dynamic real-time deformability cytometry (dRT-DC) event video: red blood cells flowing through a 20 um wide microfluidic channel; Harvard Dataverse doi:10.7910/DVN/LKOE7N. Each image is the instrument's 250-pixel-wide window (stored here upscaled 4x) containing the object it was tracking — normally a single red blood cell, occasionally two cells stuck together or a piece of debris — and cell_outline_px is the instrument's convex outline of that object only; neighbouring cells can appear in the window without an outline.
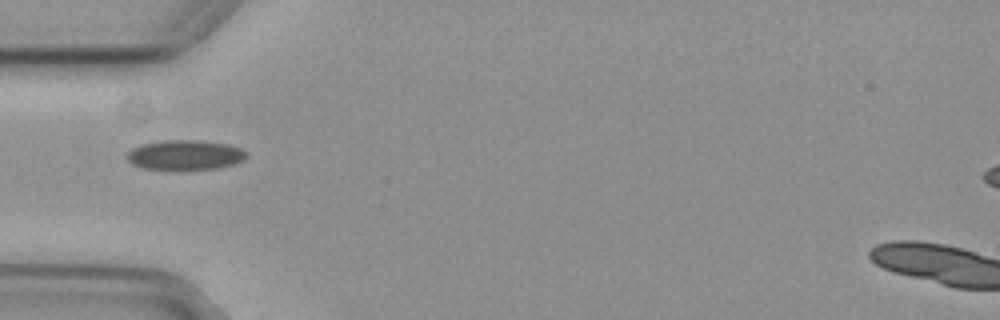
{"species": "common noctule bat (a hibernating species)", "species_latin": "Nyctalus noctula", "temperature_condition": "cold", "stored_images_in_passage": 10, "camera_frame_rate_fps": 3000, "um_per_image_px": 0.085, "animal": {"sex": "female", "body_mass_g": 29.2, "forearm_length_mm": 56.3}, "frame": {"image": 1, "passage_image": 1, "time_ms": 0.0, "image_size_px": [1000, 320], "cell_outline_px": [[248, 156], [244, 160], [232, 164], [216, 168], [144, 168], [132, 164], [128, 160], [128, 152], [132, 148], [140, 144], [164, 140], [192, 140], [228, 144], [240, 148], [248, 152]], "centroid_in_image_um": [15.75, 13.14], "position_along_channel_um": 69.3, "area_um2": 20.29}}
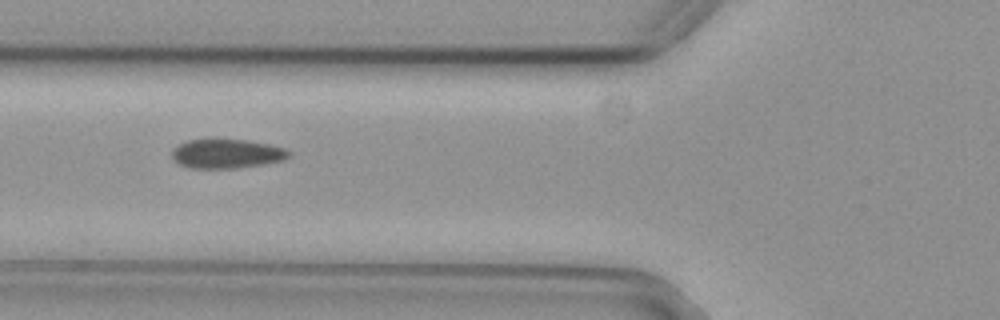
{"frame": {"image": 2, "passage_image": 4, "time_ms": 1.0, "image_size_px": [1000, 320], "cell_outline_px": [[292, 152], [284, 160], [236, 168], [192, 168], [180, 164], [172, 160], [172, 148], [188, 140], [208, 136], [216, 136], [244, 140], [268, 144], [284, 148]], "centroid_in_image_um": [19.2, 13.01], "position_along_channel_um": 106.6, "area_um2": 20.52}}
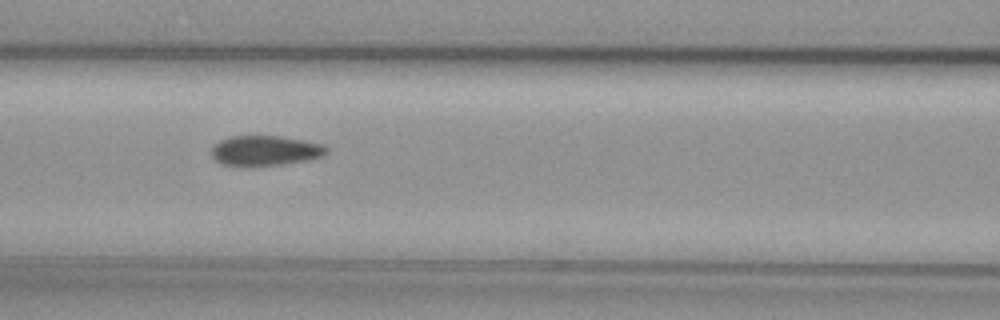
{"frame": {"image": 3, "passage_image": 7, "time_ms": 2.0, "image_size_px": [1000, 320], "cell_outline_px": [[328, 152], [324, 156], [308, 160], [280, 164], [244, 168], [240, 168], [220, 164], [212, 156], [212, 148], [220, 140], [232, 136], [280, 136], [304, 140], [320, 144], [328, 148]], "centroid_in_image_um": [22.51, 12.83], "position_along_channel_um": 144.1, "area_um2": 20.52}}